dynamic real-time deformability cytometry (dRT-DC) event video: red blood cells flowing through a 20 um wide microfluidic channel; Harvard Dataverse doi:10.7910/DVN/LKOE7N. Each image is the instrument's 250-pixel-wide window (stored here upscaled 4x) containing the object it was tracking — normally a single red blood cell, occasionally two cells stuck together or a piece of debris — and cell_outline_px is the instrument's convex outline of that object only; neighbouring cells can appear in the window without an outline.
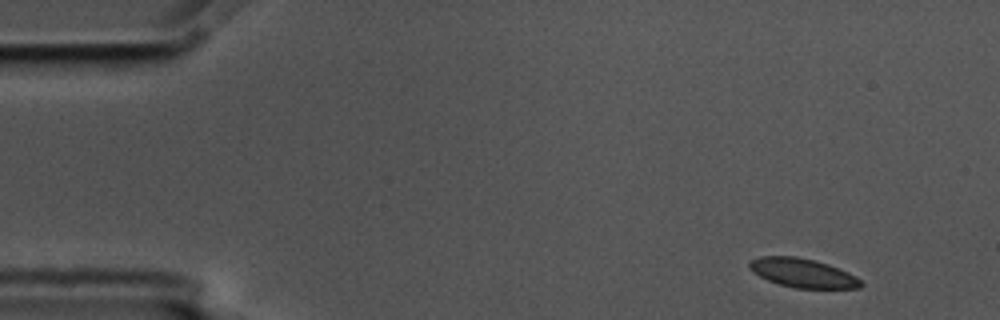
{"species": "common noctule bat (a hibernating species)", "species_latin": "Nyctalus noctula", "temperature_condition": "cold", "stored_images_in_passage": 12, "camera_frame_rate_fps": 3000, "um_per_image_px": 0.085, "animal": {"sex": "male", "body_mass_g": 17.5, "forearm_length_mm": 52.3}, "frame": {"image": 1, "passage_image": 1, "time_ms": 0.0, "image_size_px": [1000, 320], "cell_outline_px": [[864, 284], [860, 288], [796, 288], [780, 284], [768, 280], [752, 272], [748, 268], [748, 264], [752, 260], [760, 256], [796, 256], [828, 264], [848, 272], [856, 276]], "centroid_in_image_um": [68.23, 23.2], "position_along_channel_um": 16.8, "area_um2": 18.73}}
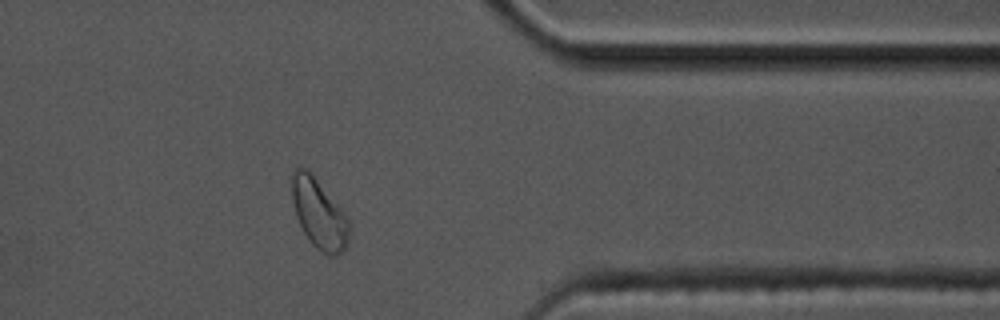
{"frame": {"image": 2, "passage_image": 10, "time_ms": 3.0, "image_size_px": [1000, 320], "cell_outline_px": [[352, 224], [348, 240], [344, 248], [336, 256], [328, 256], [316, 248], [312, 244], [304, 232], [296, 216], [292, 200], [292, 172], [300, 164], [312, 172], [344, 212]], "centroid_in_image_um": [27.12, 18.13], "position_along_channel_um": 384.3, "area_um2": 23.52}}
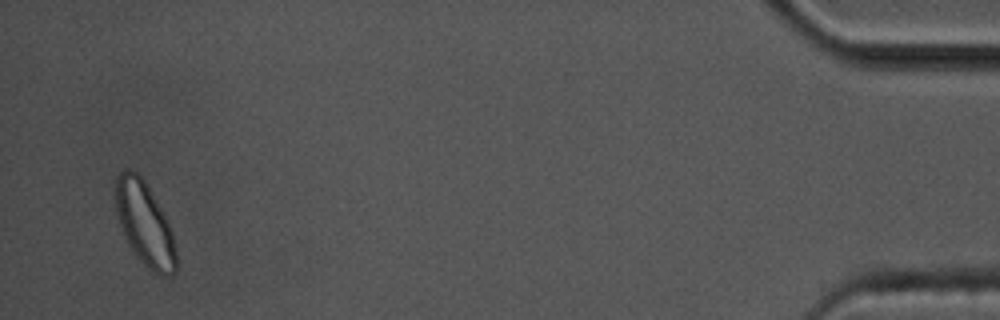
{"frame": {"image": 3, "passage_image": 12, "time_ms": 3.667, "image_size_px": [1000, 320], "cell_outline_px": [[176, 272], [168, 276], [160, 276], [152, 272], [136, 256], [128, 244], [124, 236], [120, 224], [116, 208], [116, 176], [124, 168], [128, 168], [136, 172], [144, 180], [160, 208], [172, 232], [176, 248]], "centroid_in_image_um": [12.3, 19.05], "position_along_channel_um": 422.9, "area_um2": 29.19}}